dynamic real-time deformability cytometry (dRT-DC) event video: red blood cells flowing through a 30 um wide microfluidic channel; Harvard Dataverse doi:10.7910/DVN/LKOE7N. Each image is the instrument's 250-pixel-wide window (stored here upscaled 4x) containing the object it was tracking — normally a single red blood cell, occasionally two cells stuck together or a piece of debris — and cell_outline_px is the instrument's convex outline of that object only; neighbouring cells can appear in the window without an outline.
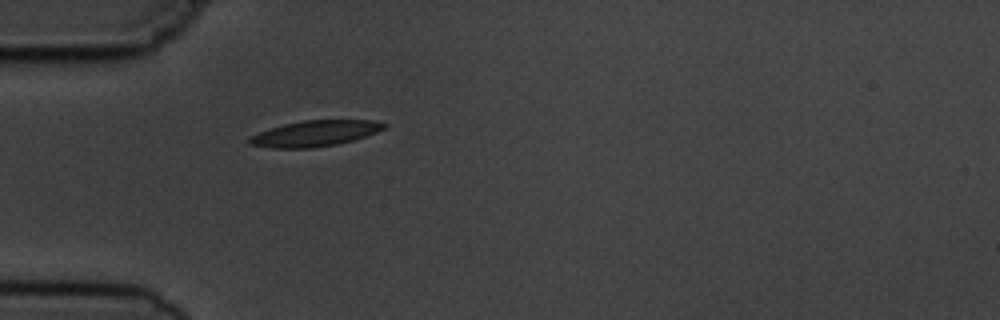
{"species": "common noctule bat (a hibernating species)", "species_latin": "Nyctalus noctula", "temperature_condition": "cold", "stored_images_in_passage": 1, "camera_frame_rate_fps": 3000, "um_per_image_px": 0.085, "animal": {"sex": "male", "body_mass_g": 19.5, "forearm_length_mm": 54.6}, "frame": {"image": 1, "passage_image": 1, "time_ms": 0.0, "image_size_px": [1000, 320], "cell_outline_px": [[388, 124], [384, 128], [376, 132], [352, 140], [336, 144], [312, 148], [272, 148], [248, 144], [248, 136], [284, 124], [304, 120], [372, 120]], "centroid_in_image_um": [26.74, 11.34], "position_along_channel_um": 58.3, "area_um2": 20.06}}